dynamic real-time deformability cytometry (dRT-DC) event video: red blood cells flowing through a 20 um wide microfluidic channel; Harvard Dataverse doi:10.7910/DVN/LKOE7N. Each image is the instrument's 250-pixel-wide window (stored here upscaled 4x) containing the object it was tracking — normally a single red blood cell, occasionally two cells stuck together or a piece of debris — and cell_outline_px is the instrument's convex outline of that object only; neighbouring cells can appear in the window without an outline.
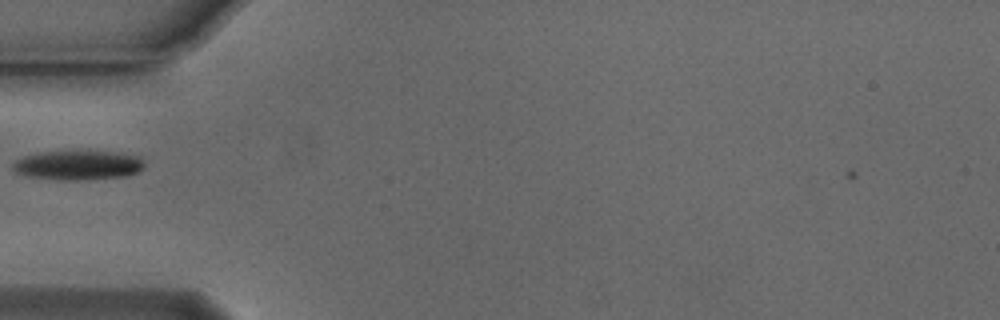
{"species": "Egyptian fruit bat (a non-hibernating species)", "species_latin": "Rousettus aegyptiacus", "temperature_condition": "cold", "stored_images_in_passage": 22, "camera_frame_rate_fps": 3000, "um_per_image_px": 0.085, "animal": {"sex": "male"}, "frame": {"image": 1, "passage_image": 4, "time_ms": 1.0, "image_size_px": [1000, 320], "cell_outline_px": [[144, 168], [140, 172], [128, 176], [88, 180], [56, 180], [24, 176], [12, 172], [12, 164], [16, 160], [24, 156], [40, 152], [120, 152], [140, 156], [144, 160]], "centroid_in_image_um": [6.65, 14.06], "position_along_channel_um": 78.4, "area_um2": 23.0}}
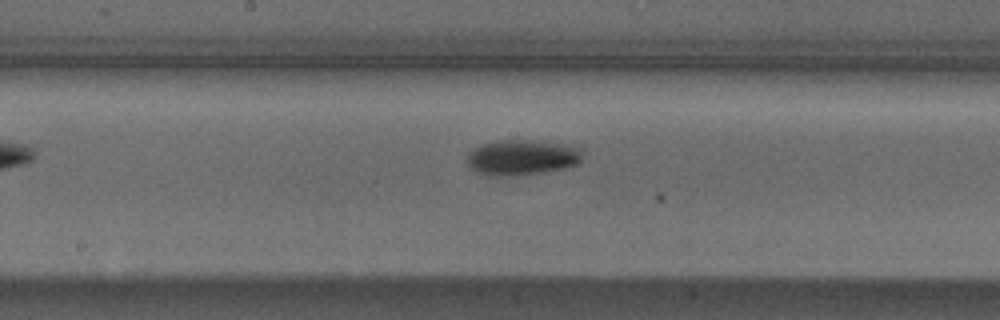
{"frame": {"image": 2, "passage_image": 14, "time_ms": 4.333, "image_size_px": [1000, 320], "cell_outline_px": [[584, 148], [580, 164], [564, 168], [544, 172], [516, 176], [488, 176], [476, 172], [468, 164], [468, 152], [484, 144], [496, 140], [532, 140]], "centroid_in_image_um": [44.39, 13.4], "position_along_channel_um": 203.8, "area_um2": 23.93}}
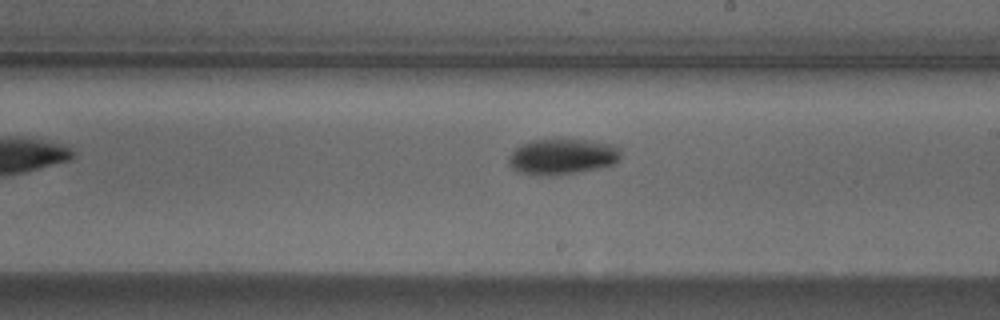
{"frame": {"image": 3, "passage_image": 17, "time_ms": 5.333, "image_size_px": [1000, 320], "cell_outline_px": [[620, 156], [612, 164], [596, 168], [576, 172], [552, 176], [536, 176], [516, 172], [508, 164], [508, 156], [516, 148], [532, 140], [596, 140], [616, 144], [620, 148]], "centroid_in_image_um": [47.77, 13.32], "position_along_channel_um": 241.2, "area_um2": 23.47}}